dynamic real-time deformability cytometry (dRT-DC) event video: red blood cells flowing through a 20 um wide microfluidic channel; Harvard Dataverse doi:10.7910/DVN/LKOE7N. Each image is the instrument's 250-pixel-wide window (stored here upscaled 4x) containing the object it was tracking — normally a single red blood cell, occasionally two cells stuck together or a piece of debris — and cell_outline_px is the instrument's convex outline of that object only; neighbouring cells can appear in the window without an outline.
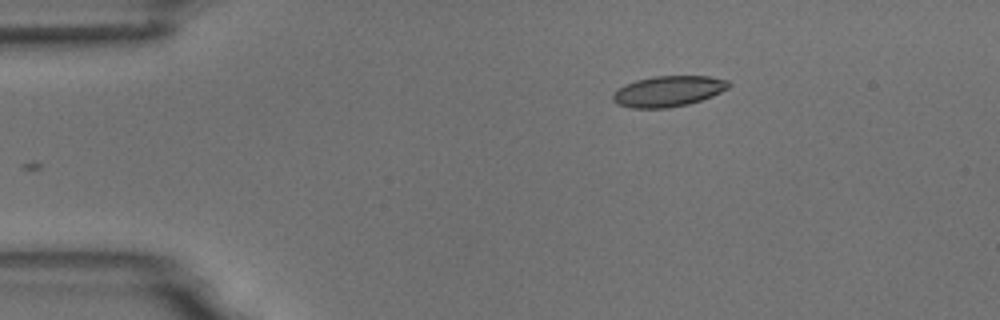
{"species": "common noctule bat (a hibernating species)", "species_latin": "Nyctalus noctula", "temperature_condition": "room temperature", "stored_images_in_passage": 3, "camera_frame_rate_fps": 3000, "um_per_image_px": 0.085, "animal": {"sex": "male", "body_mass_g": 18.8}, "frame": {"image": 1, "passage_image": 3, "time_ms": 2.0, "image_size_px": [1000, 320], "cell_outline_px": [[732, 84], [728, 88], [712, 96], [688, 104], [668, 108], [632, 108], [616, 104], [612, 100], [612, 96], [624, 84], [636, 80], [656, 76], [708, 76], [728, 80]], "centroid_in_image_um": [56.81, 7.75], "position_along_channel_um": 28.2, "area_um2": 20.69}}